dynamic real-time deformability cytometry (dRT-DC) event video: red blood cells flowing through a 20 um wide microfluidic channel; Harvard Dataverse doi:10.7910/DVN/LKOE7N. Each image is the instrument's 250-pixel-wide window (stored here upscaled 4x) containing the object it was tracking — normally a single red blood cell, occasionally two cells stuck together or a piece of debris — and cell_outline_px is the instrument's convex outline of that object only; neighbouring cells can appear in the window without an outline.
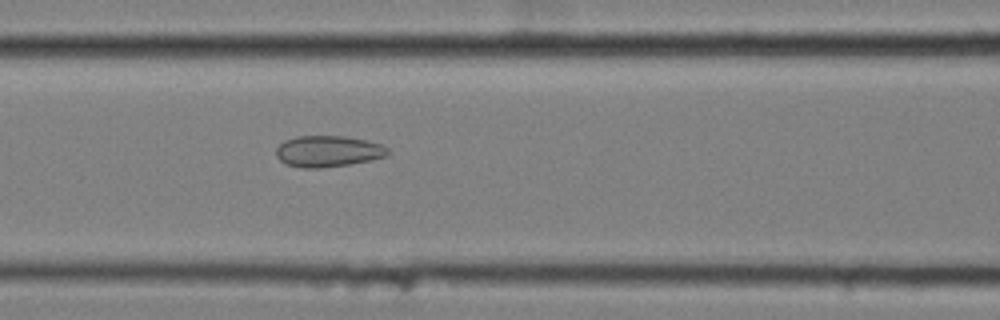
{"species": "common noctule bat (a hibernating species)", "species_latin": "Nyctalus noctula", "temperature_condition": "cold", "stored_images_in_passage": 6, "camera_frame_rate_fps": 3000, "um_per_image_px": 0.085, "animal": {"sex": "female", "body_mass_g": 25.1}, "frame": {"image": 1, "passage_image": 6, "time_ms": 1.667, "image_size_px": [1000, 320], "cell_outline_px": [[392, 152], [388, 156], [372, 160], [348, 164], [320, 168], [304, 168], [288, 164], [280, 160], [276, 156], [276, 148], [284, 140], [296, 136], [344, 136], [384, 144]], "centroid_in_image_um": [27.93, 12.85], "position_along_channel_um": 138.7, "area_um2": 20.46}}